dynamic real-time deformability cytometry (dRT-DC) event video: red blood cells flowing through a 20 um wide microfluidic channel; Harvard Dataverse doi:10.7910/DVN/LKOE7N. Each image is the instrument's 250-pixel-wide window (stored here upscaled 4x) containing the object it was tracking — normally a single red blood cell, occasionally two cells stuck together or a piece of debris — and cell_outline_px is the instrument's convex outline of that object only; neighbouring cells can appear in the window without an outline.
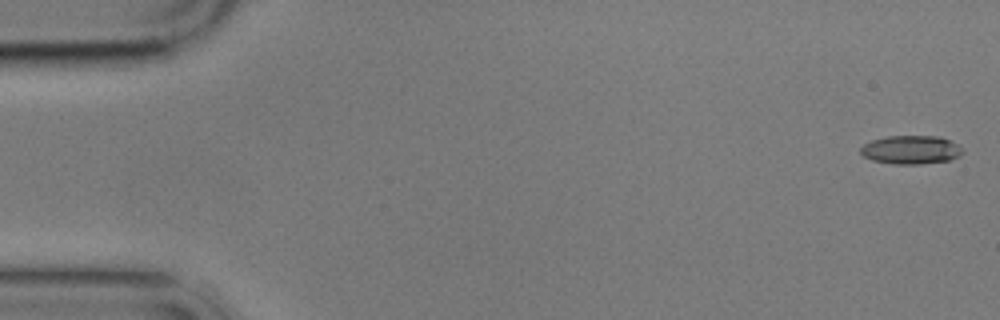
{"species": "common noctule bat (a hibernating species)", "species_latin": "Nyctalus noctula", "temperature_condition": "cold", "stored_images_in_passage": 6, "camera_frame_rate_fps": 3000, "um_per_image_px": 0.085, "animal": {"sex": "male", "body_mass_g": 17.9}, "frame": {"image": 1, "passage_image": 1, "time_ms": 0.0, "image_size_px": [1000, 320], "cell_outline_px": [[964, 152], [960, 156], [948, 160], [920, 164], [892, 164], [872, 160], [864, 156], [860, 152], [860, 148], [864, 144], [872, 140], [888, 136], [940, 136], [956, 144]], "centroid_in_image_um": [77.41, 12.73], "position_along_channel_um": 7.6, "area_um2": 16.88}}